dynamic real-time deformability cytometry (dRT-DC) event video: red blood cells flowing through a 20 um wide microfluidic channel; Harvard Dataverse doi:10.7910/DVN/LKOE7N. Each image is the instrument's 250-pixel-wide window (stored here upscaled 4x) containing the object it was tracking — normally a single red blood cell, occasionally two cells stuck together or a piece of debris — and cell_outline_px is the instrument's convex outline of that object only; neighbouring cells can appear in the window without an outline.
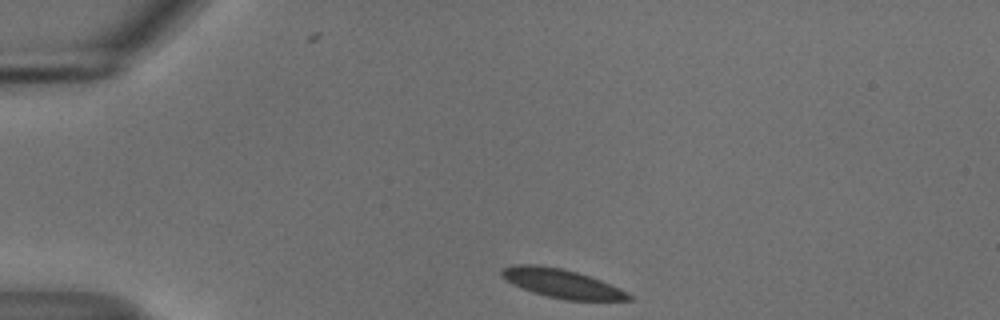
{"species": "common noctule bat (a hibernating species)", "species_latin": "Nyctalus noctula", "temperature_condition": "cold", "stored_images_in_passage": 44, "camera_frame_rate_fps": 3000, "um_per_image_px": 0.085, "animal": {"sex": "male", "body_mass_g": 18.8}, "frame": {"image": 1, "passage_image": 1, "time_ms": 0.0, "image_size_px": [1000, 320], "cell_outline_px": [[632, 300], [564, 300], [532, 292], [512, 284], [500, 276], [500, 272], [504, 268], [512, 264], [540, 264], [564, 268], [600, 280], [620, 288], [628, 292], [632, 296]], "centroid_in_image_um": [47.73, 24.08], "position_along_channel_um": 37.3, "area_um2": 21.44}}
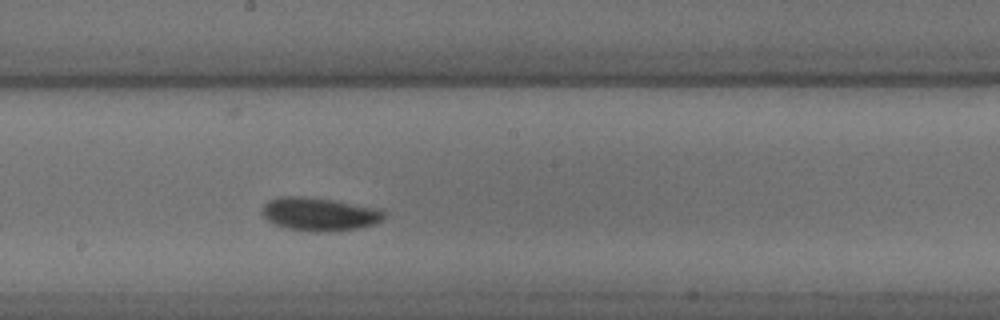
{"frame": {"image": 2, "passage_image": 20, "time_ms": 6.333, "image_size_px": [1000, 320], "cell_outline_px": [[384, 220], [372, 224], [356, 228], [328, 232], [308, 232], [284, 228], [272, 224], [260, 212], [264, 204], [268, 200], [280, 196], [308, 196], [332, 200], [376, 208], [384, 212]], "centroid_in_image_um": [27.07, 18.21], "position_along_channel_um": 221.1, "area_um2": 23.81}}
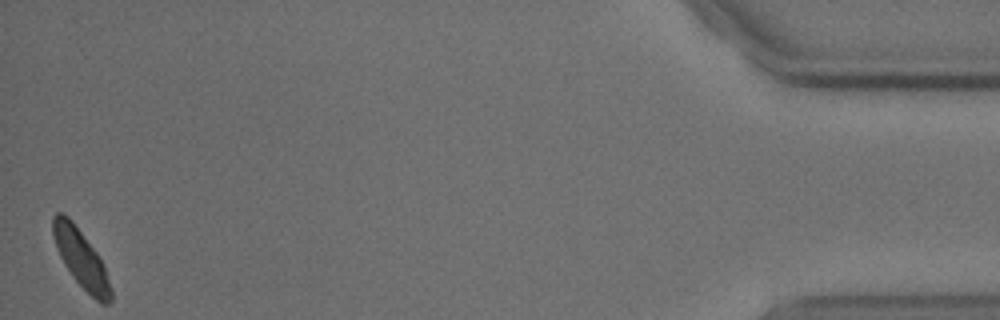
{"frame": {"image": 3, "passage_image": 44, "time_ms": 14.333, "image_size_px": [1000, 320], "cell_outline_px": [[112, 300], [108, 304], [100, 304], [72, 276], [64, 264], [60, 256], [52, 232], [52, 216], [56, 212], [60, 212], [68, 216], [72, 220], [96, 252], [104, 268], [112, 292]], "centroid_in_image_um": [6.87, 21.97], "position_along_channel_um": 428.3, "area_um2": 19.07}, "authors_computed_cell_mechanics": {"area_um2": 21.5305, "velocity_mm_per_s": 3.6303, "shape_relaxation_time_tau1_ms": 5.3126, "shape_relaxation_time_tau2_ms": null, "deformation_change_tau1": 0.1144, "deformation_change_tau2": null}}